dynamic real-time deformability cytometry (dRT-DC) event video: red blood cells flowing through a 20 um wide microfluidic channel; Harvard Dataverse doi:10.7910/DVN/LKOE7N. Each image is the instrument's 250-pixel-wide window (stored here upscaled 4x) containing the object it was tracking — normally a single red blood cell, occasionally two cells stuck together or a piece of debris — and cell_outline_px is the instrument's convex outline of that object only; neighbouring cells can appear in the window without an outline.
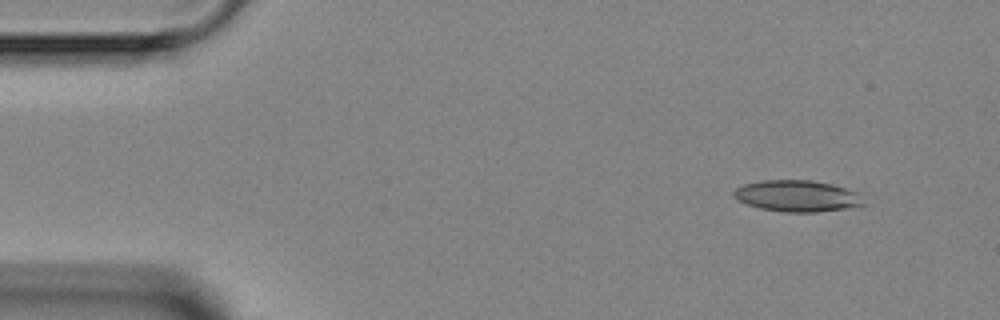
{"species": "Egyptian fruit bat (a non-hibernating species)", "species_latin": "Rousettus aegyptiacus", "temperature_condition": "room temperature", "stored_images_in_passage": 4, "camera_frame_rate_fps": 3000, "um_per_image_px": 0.085, "animal": {"sex": "female"}, "frame": {"image": 1, "passage_image": 2, "time_ms": 1.0, "image_size_px": [1000, 320], "cell_outline_px": [[868, 204], [844, 208], [816, 212], [784, 212], [760, 208], [748, 204], [732, 196], [732, 192], [736, 188], [744, 184], [760, 180], [812, 180], [832, 184], [860, 192]], "centroid_in_image_um": [67.81, 16.65], "position_along_channel_um": 17.2, "area_um2": 23.93}}